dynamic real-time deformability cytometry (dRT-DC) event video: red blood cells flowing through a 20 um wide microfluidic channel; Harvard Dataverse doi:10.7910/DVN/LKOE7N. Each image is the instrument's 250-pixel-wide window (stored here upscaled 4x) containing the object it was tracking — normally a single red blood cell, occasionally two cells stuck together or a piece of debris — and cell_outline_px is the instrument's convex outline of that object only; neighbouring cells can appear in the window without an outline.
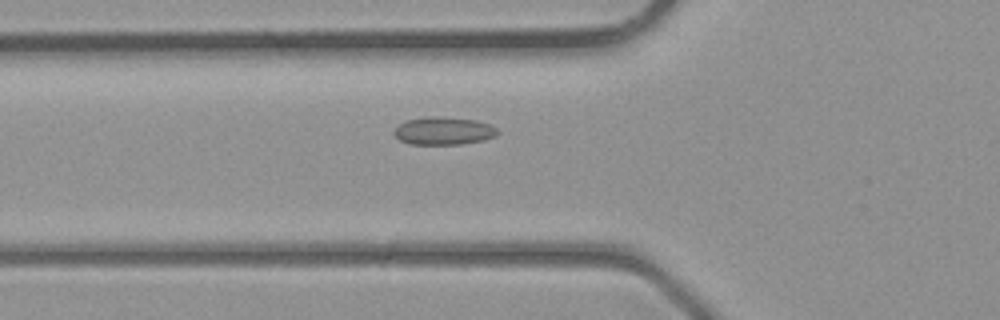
{"species": "common noctule bat (a hibernating species)", "species_latin": "Nyctalus noctula", "temperature_condition": "room temperature", "stored_images_in_passage": 30, "camera_frame_rate_fps": 3000, "um_per_image_px": 0.085, "animal": {"sex": "male", "body_mass_g": 23.1, "forearm_length_mm": 52.7}, "frame": {"image": 1, "passage_image": 5, "time_ms": 1.333, "image_size_px": [1000, 320], "cell_outline_px": [[500, 132], [496, 136], [484, 140], [460, 144], [412, 144], [400, 140], [392, 132], [400, 124], [408, 120], [428, 116], [444, 116], [476, 120], [492, 124]], "centroid_in_image_um": [37.76, 11.11], "position_along_channel_um": 88.0, "area_um2": 16.88}}
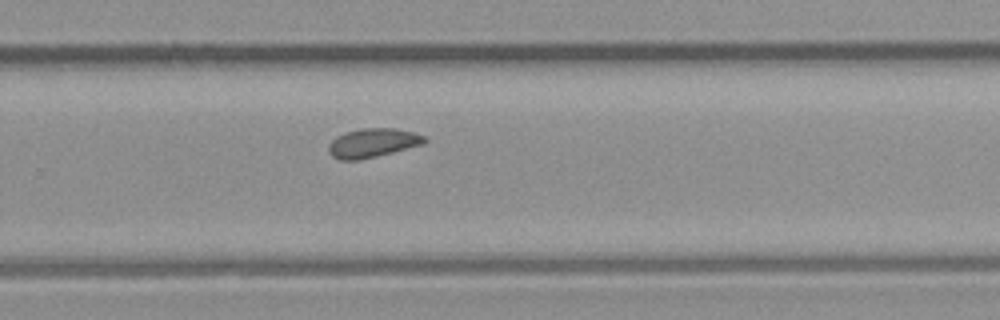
{"frame": {"image": 2, "passage_image": 17, "time_ms": 5.333, "image_size_px": [1000, 320], "cell_outline_px": [[428, 140], [424, 144], [360, 160], [340, 160], [332, 156], [328, 152], [328, 144], [336, 136], [344, 132], [360, 128], [396, 128], [416, 132], [424, 136]], "centroid_in_image_um": [31.67, 12.13], "position_along_channel_um": 298.1, "area_um2": 16.42}}
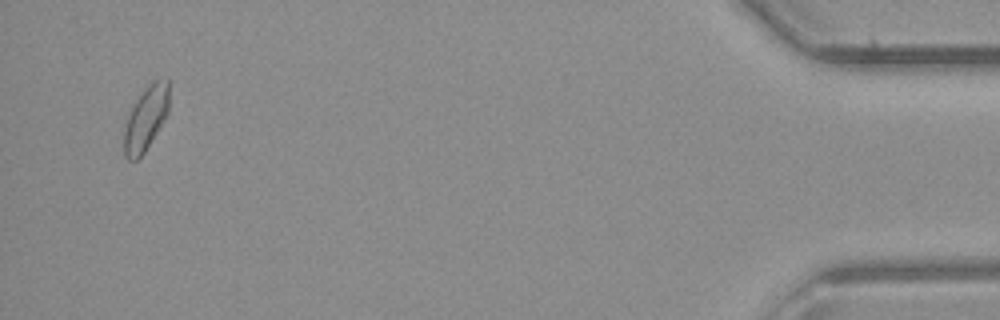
{"frame": {"image": 3, "passage_image": 29, "time_ms": 9.333, "image_size_px": [1000, 320], "cell_outline_px": [[168, 112], [144, 152], [136, 160], [128, 160], [124, 156], [124, 128], [132, 104], [144, 88], [152, 80], [168, 80]], "centroid_in_image_um": [12.36, 10.05], "position_along_channel_um": 422.8, "area_um2": 16.59}}